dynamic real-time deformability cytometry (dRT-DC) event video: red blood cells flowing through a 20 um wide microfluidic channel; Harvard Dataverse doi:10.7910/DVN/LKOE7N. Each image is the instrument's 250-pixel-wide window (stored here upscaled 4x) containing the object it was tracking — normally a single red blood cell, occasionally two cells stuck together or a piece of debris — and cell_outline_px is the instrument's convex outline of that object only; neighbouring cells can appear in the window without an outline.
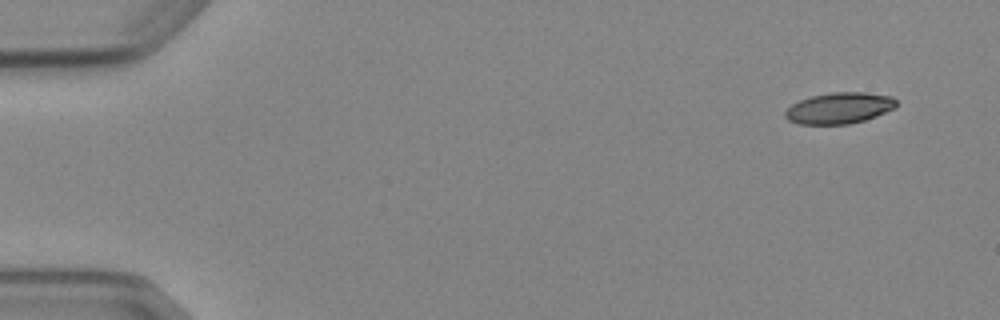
{"species": "Egyptian fruit bat (a non-hibernating species)", "species_latin": "Rousettus aegyptiacus", "temperature_condition": "cold", "stored_images_in_passage": 8, "camera_frame_rate_fps": 3000, "um_per_image_px": 0.085, "animal": {"sex": "female"}, "frame": {"image": 1, "passage_image": 1, "time_ms": 0.0, "image_size_px": [1000, 320], "cell_outline_px": [[896, 108], [876, 116], [864, 120], [848, 124], [800, 124], [788, 120], [784, 116], [784, 112], [792, 104], [800, 100], [812, 96], [828, 92], [864, 92], [892, 96], [896, 100]], "centroid_in_image_um": [71.34, 9.18], "position_along_channel_um": 13.7, "area_um2": 20.23}}
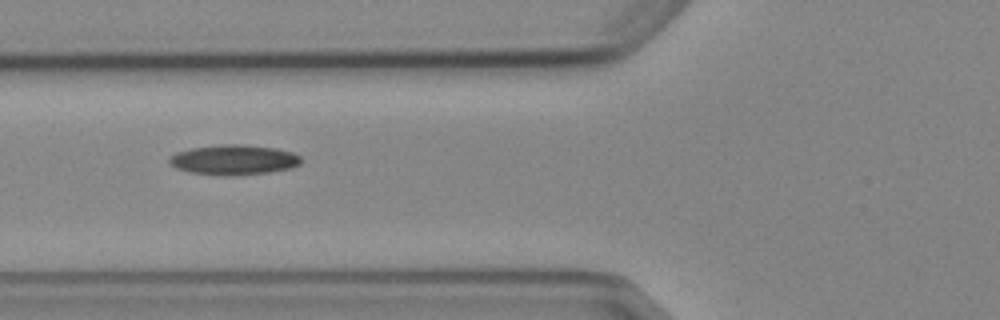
{"frame": {"image": 2, "passage_image": 6, "time_ms": 5.667, "image_size_px": [1000, 320], "cell_outline_px": [[300, 164], [292, 168], [268, 172], [236, 176], [220, 176], [188, 172], [176, 168], [168, 164], [168, 160], [176, 152], [192, 148], [224, 144], [244, 144], [276, 148], [292, 152], [300, 156]], "centroid_in_image_um": [19.86, 13.59], "position_along_channel_um": 105.9, "area_um2": 23.29}}
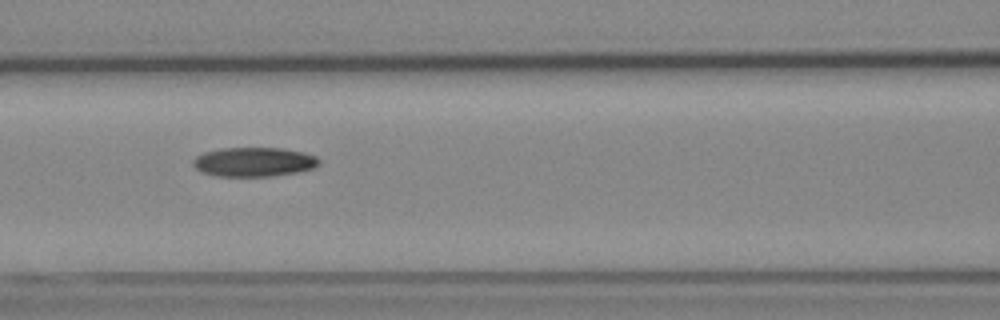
{"frame": {"image": 3, "passage_image": 7, "time_ms": 6.667, "image_size_px": [1000, 320], "cell_outline_px": [[320, 164], [312, 168], [296, 172], [272, 176], [216, 176], [200, 172], [192, 164], [192, 160], [196, 156], [204, 152], [220, 148], [284, 148], [304, 152], [316, 156], [320, 160]], "centroid_in_image_um": [21.56, 13.76], "position_along_channel_um": 145.0, "area_um2": 21.62}}